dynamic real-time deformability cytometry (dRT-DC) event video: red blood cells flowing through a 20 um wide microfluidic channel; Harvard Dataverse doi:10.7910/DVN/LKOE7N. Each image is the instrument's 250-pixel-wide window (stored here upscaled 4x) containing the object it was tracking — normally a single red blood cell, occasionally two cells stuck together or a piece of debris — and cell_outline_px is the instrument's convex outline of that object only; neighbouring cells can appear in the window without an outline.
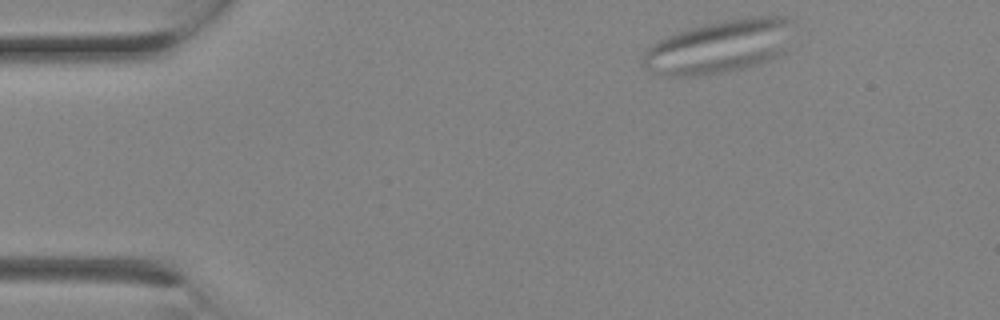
{"species": "Egyptian fruit bat (a non-hibernating species)", "species_latin": "Rousettus aegyptiacus", "temperature_condition": "room temperature", "stored_images_in_passage": 8, "camera_frame_rate_fps": 3000, "um_per_image_px": 0.085, "animal": {"sex": "female"}, "frame": {"image": 1, "passage_image": 2, "time_ms": 0.333, "image_size_px": [1000, 320], "cell_outline_px": [[792, 20], [784, 52], [768, 60], [744, 68], [724, 72], [700, 76], [672, 76], [648, 72], [644, 64], [644, 52], [652, 44], [668, 36], [704, 24], [752, 16], [784, 16]], "centroid_in_image_um": [61.12, 3.97], "position_along_channel_um": 23.9, "area_um2": 45.89}}
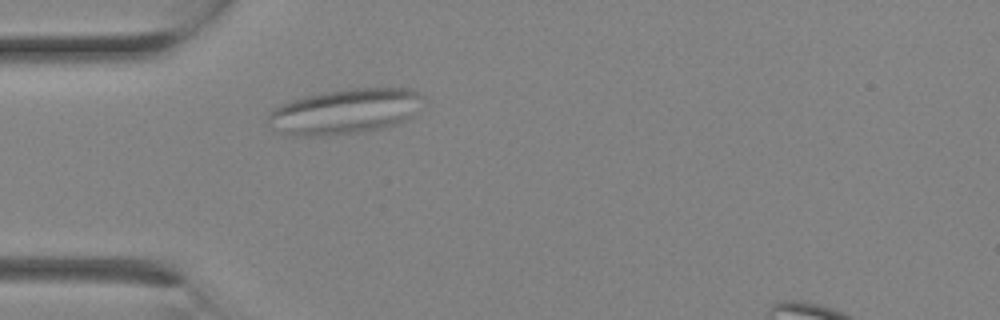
{"frame": {"image": 2, "passage_image": 6, "time_ms": 1.667, "image_size_px": [1000, 320], "cell_outline_px": [[424, 96], [408, 116], [404, 120], [396, 124], [380, 128], [356, 132], [324, 136], [288, 136], [272, 128], [268, 120], [268, 112], [280, 104], [304, 96], [324, 92], [348, 88], [408, 88]], "centroid_in_image_um": [29.21, 9.47], "position_along_channel_um": 55.8, "area_um2": 40.34}}
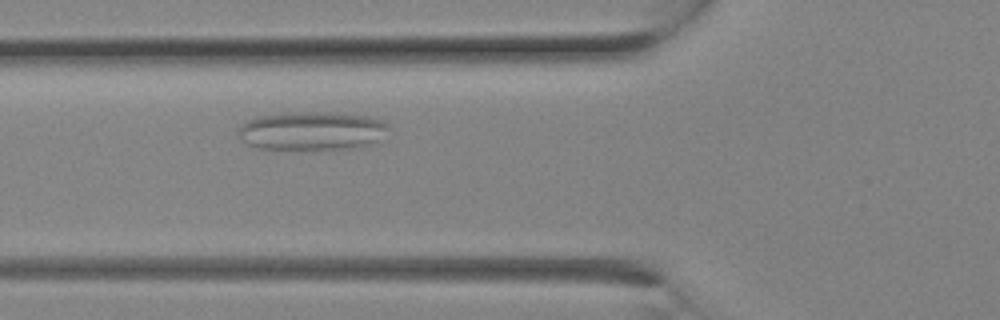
{"frame": {"image": 3, "passage_image": 8, "time_ms": 2.333, "image_size_px": [1000, 320], "cell_outline_px": [[392, 128], [376, 140], [368, 144], [356, 148], [260, 148], [248, 144], [236, 132], [248, 120], [256, 116], [304, 112], [336, 112], [368, 116], [380, 120], [388, 124]], "centroid_in_image_um": [26.55, 11.1], "position_along_channel_um": 99.2, "area_um2": 33.18}}